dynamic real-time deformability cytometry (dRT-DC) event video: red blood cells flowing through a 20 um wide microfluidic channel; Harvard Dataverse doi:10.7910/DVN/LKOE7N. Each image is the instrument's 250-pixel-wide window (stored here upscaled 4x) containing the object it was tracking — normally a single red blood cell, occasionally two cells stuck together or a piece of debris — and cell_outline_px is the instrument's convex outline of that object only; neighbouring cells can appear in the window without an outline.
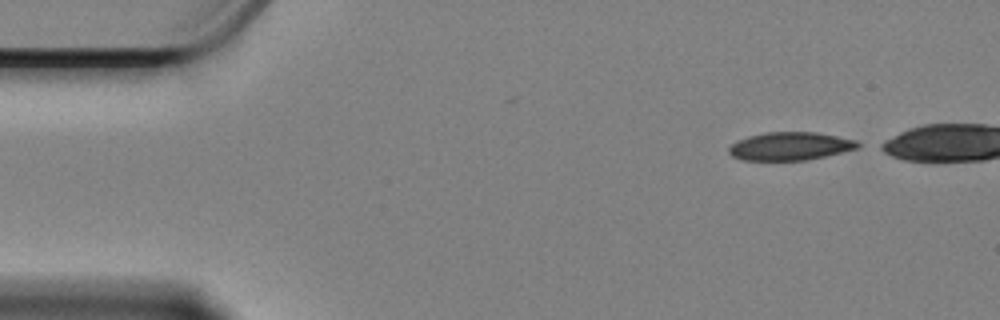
{"species": "Egyptian fruit bat (a non-hibernating species)", "species_latin": "Rousettus aegyptiacus", "temperature_condition": "cold", "stored_images_in_passage": 46, "camera_frame_rate_fps": 3000, "um_per_image_px": 0.085, "animal": {"sex": "female"}, "frame": {"image": 1, "passage_image": 1, "time_ms": 0.0, "image_size_px": [1000, 320], "cell_outline_px": [[864, 144], [860, 148], [808, 160], [744, 160], [732, 156], [728, 152], [728, 148], [732, 144], [748, 136], [768, 132], [816, 132], [856, 140]], "centroid_in_image_um": [67.22, 12.43], "position_along_channel_um": 17.8, "area_um2": 21.15}}
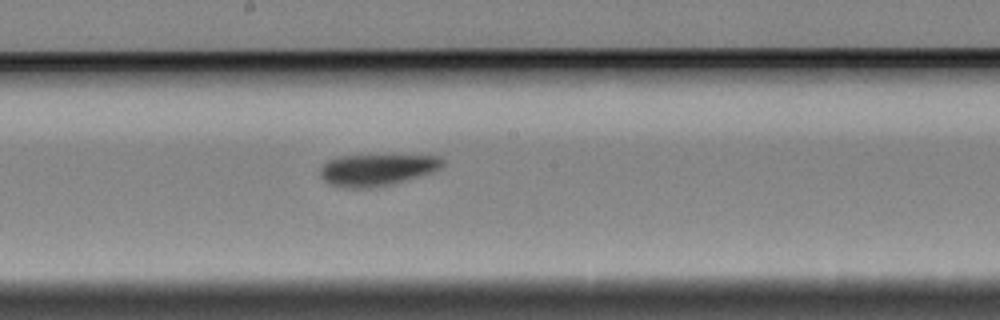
{"frame": {"image": 2, "passage_image": 26, "time_ms": 8.333, "image_size_px": [1000, 320], "cell_outline_px": [[444, 160], [440, 168], [416, 176], [376, 188], [340, 188], [328, 184], [320, 176], [320, 168], [328, 160], [340, 156], [440, 156]], "centroid_in_image_um": [31.93, 14.45], "position_along_channel_um": 216.3, "area_um2": 22.14}}
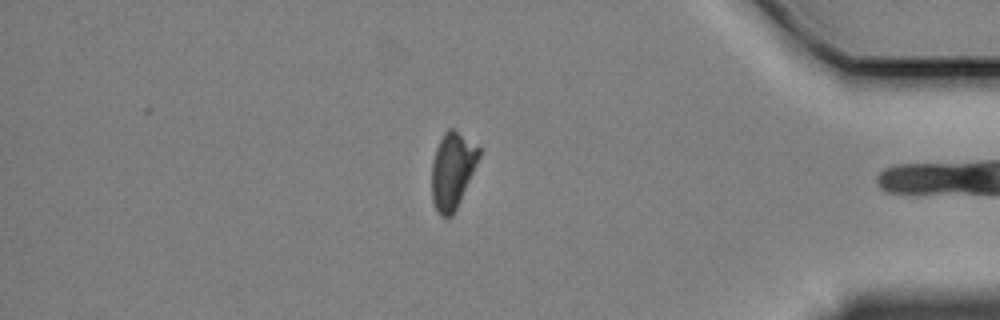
{"frame": {"image": 3, "passage_image": 45, "time_ms": 14.667, "image_size_px": [1000, 320], "cell_outline_px": [[480, 156], [456, 208], [452, 216], [440, 216], [432, 200], [432, 164], [436, 148], [444, 132], [448, 128], [452, 128], [480, 148]], "centroid_in_image_um": [38.44, 14.48], "position_along_channel_um": 396.8, "area_um2": 20.46}}